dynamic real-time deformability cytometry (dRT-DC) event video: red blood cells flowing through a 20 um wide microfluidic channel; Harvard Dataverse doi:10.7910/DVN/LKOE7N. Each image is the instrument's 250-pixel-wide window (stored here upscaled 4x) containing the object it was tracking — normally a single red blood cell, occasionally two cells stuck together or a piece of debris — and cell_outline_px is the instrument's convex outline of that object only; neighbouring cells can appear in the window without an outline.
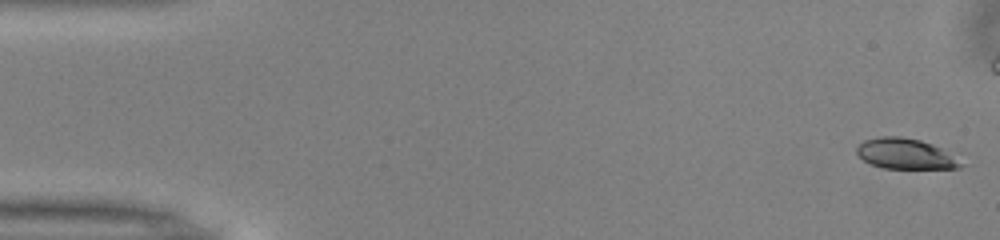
{"species": "common noctule bat (a hibernating species)", "species_latin": "Nyctalus noctula", "temperature_condition": "warm", "stored_images_in_passage": 43, "camera_frame_rate_fps": 3000, "um_per_image_px": 0.085, "animal": {"sex": "male", "body_mass_g": 13.0, "forearm_length_mm": 53.1}, "frame": {"image": 1, "passage_image": 1, "time_ms": 0.0, "image_size_px": [1000, 240], "cell_outline_px": [[964, 164], [960, 168], [884, 168], [872, 164], [864, 160], [856, 152], [856, 148], [864, 140], [880, 136], [900, 136], [920, 140], [932, 144], [940, 148]], "centroid_in_image_um": [76.93, 13.06], "position_along_channel_um": 8.1, "area_um2": 18.15}}
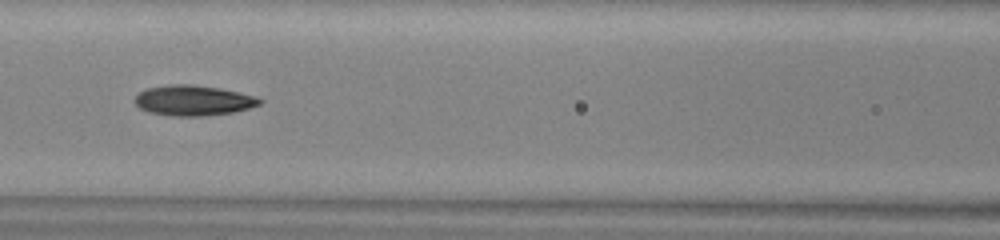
{"frame": {"image": 2, "passage_image": 22, "time_ms": 7.0, "image_size_px": [1000, 240], "cell_outline_px": [[264, 100], [260, 104], [248, 108], [232, 112], [208, 116], [172, 116], [148, 112], [140, 108], [136, 104], [136, 96], [140, 92], [148, 88], [172, 84], [192, 84], [220, 88], [256, 96]], "centroid_in_image_um": [16.45, 8.54], "position_along_channel_um": 150.1, "area_um2": 22.02}}
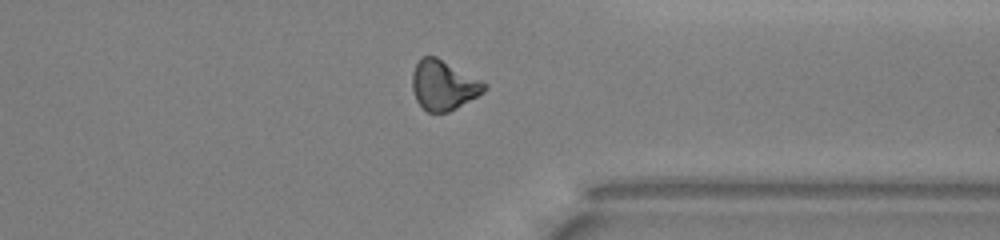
{"frame": {"image": 3, "passage_image": 39, "time_ms": 12.667, "image_size_px": [1000, 240], "cell_outline_px": [[488, 88], [484, 92], [456, 108], [448, 112], [428, 112], [416, 100], [412, 88], [412, 72], [420, 56], [436, 56], [484, 80], [488, 84]], "centroid_in_image_um": [37.73, 7.21], "position_along_channel_um": 373.7, "area_um2": 21.15}}